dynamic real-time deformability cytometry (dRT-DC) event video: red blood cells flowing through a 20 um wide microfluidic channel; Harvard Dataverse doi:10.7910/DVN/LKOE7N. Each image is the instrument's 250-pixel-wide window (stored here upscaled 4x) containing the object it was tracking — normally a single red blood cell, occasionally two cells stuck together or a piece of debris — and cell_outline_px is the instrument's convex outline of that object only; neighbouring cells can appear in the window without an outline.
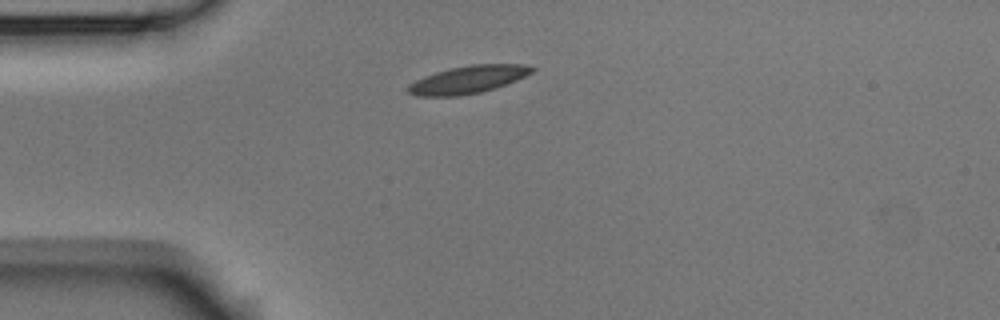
{"species": "Egyptian fruit bat (a non-hibernating species)", "species_latin": "Rousettus aegyptiacus", "temperature_condition": "room temperature", "stored_images_in_passage": 3, "camera_frame_rate_fps": 3000, "um_per_image_px": 0.085, "animal": {"sex": "male"}, "frame": {"image": 1, "passage_image": 1, "time_ms": 0.0, "image_size_px": [1000, 320], "cell_outline_px": [[536, 68], [532, 72], [516, 80], [480, 92], [460, 96], [416, 96], [408, 92], [408, 84], [424, 76], [448, 68], [472, 64], [524, 64]], "centroid_in_image_um": [39.75, 6.75], "position_along_channel_um": 45.2, "area_um2": 19.77}}
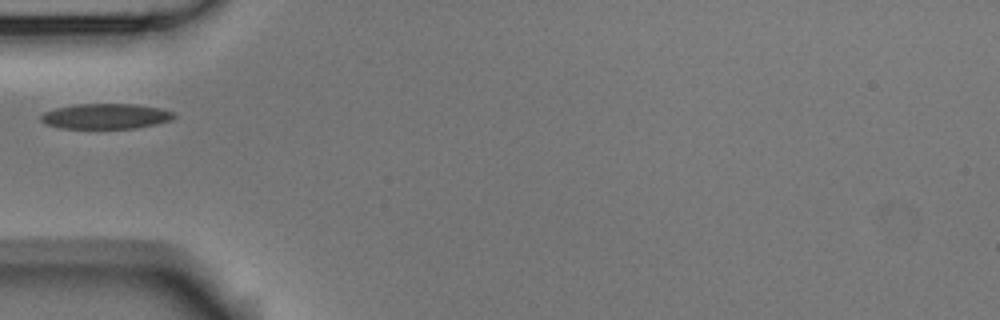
{"frame": {"image": 2, "passage_image": 2, "time_ms": 0.333, "image_size_px": [1000, 320], "cell_outline_px": [[176, 116], [172, 120], [156, 124], [136, 128], [60, 128], [44, 124], [40, 120], [40, 116], [44, 112], [56, 108], [76, 104], [136, 104], [160, 108], [176, 112]], "centroid_in_image_um": [9.01, 9.88], "position_along_channel_um": 76.0, "area_um2": 19.77}}
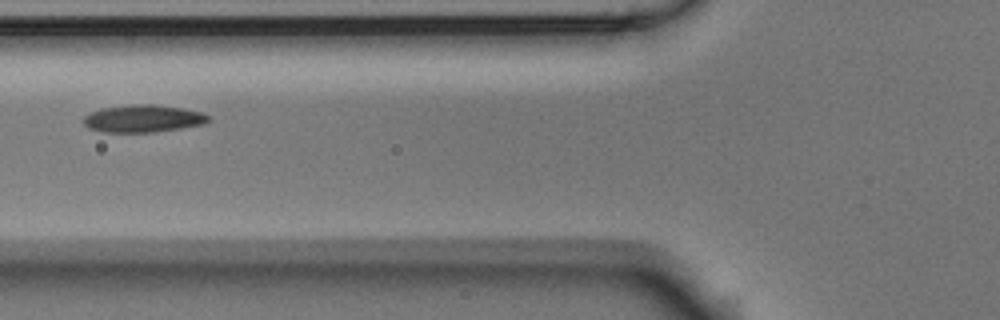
{"frame": {"image": 3, "passage_image": 3, "time_ms": 0.667, "image_size_px": [1000, 320], "cell_outline_px": [[212, 120], [204, 124], [156, 132], [100, 132], [88, 128], [84, 124], [84, 116], [92, 112], [104, 108], [128, 104], [152, 104], [184, 108], [200, 112], [212, 116]], "centroid_in_image_um": [12.2, 10.08], "position_along_channel_um": 113.6, "area_um2": 20.11}}